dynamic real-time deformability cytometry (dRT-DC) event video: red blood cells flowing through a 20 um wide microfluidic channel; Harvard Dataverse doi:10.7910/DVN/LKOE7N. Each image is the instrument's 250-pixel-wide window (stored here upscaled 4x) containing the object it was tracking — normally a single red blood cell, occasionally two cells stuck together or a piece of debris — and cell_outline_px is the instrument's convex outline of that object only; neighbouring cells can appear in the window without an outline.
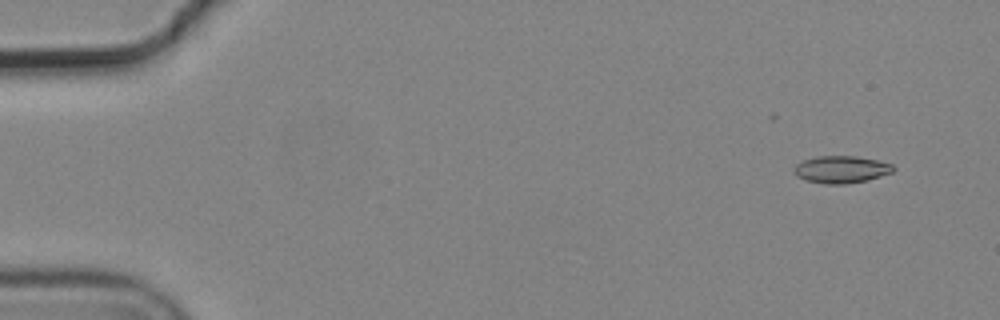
{"species": "common noctule bat (a hibernating species)", "species_latin": "Nyctalus noctula", "temperature_condition": "cold", "stored_images_in_passage": 6, "camera_frame_rate_fps": 3000, "um_per_image_px": 0.085, "animal": {"sex": "male", "body_mass_g": 19.2, "forearm_length_mm": 51.8}, "frame": {"image": 1, "passage_image": 1, "time_ms": 0.0, "image_size_px": [1000, 320], "cell_outline_px": [[896, 168], [892, 172], [868, 180], [844, 184], [824, 184], [804, 180], [796, 176], [792, 172], [792, 168], [796, 164], [804, 160], [816, 156], [856, 156], [876, 160], [892, 164]], "centroid_in_image_um": [71.46, 14.41], "position_along_channel_um": 13.5, "area_um2": 15.9}}
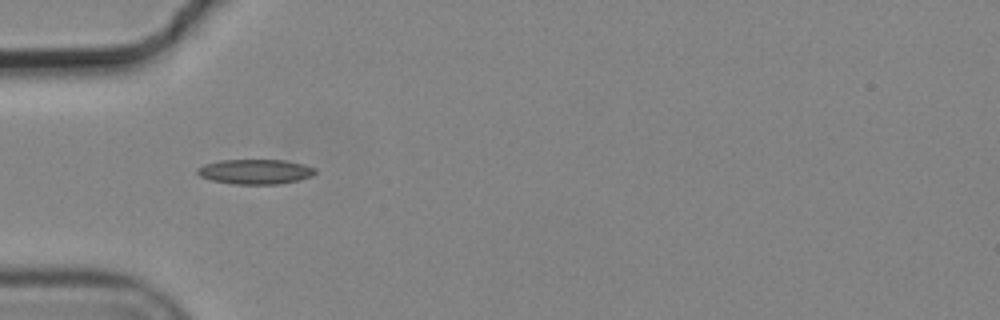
{"frame": {"image": 2, "passage_image": 5, "time_ms": 1.333, "image_size_px": [1000, 320], "cell_outline_px": [[316, 172], [312, 176], [300, 180], [280, 184], [232, 184], [212, 180], [200, 176], [196, 172], [196, 168], [204, 164], [220, 160], [284, 160], [304, 164], [316, 168]], "centroid_in_image_um": [21.71, 14.59], "position_along_channel_um": 63.3, "area_um2": 17.22}}
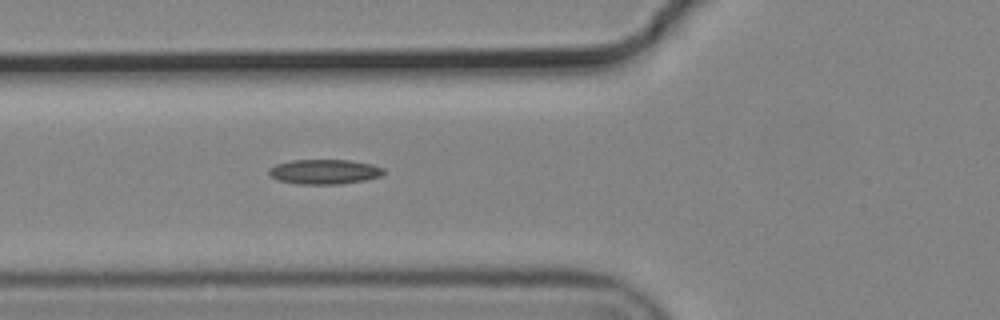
{"frame": {"image": 3, "passage_image": 6, "time_ms": 1.667, "image_size_px": [1000, 320], "cell_outline_px": [[384, 172], [380, 176], [364, 180], [340, 184], [296, 184], [276, 180], [268, 172], [268, 168], [276, 164], [292, 160], [348, 160], [372, 164], [384, 168]], "centroid_in_image_um": [27.54, 14.6], "position_along_channel_um": 98.3, "area_um2": 16.59}}